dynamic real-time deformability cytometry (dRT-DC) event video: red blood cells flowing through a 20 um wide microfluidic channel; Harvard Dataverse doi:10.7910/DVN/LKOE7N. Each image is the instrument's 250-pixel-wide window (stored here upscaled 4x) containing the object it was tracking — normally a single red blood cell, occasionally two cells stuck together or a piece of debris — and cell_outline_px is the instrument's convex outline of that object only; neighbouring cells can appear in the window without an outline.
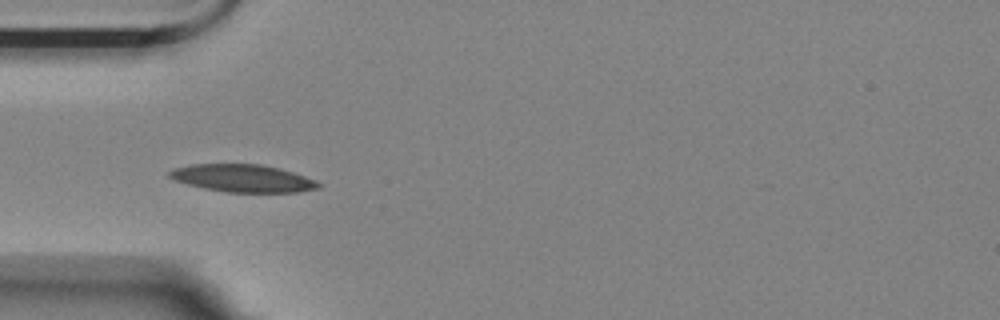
{"species": "Egyptian fruit bat (a non-hibernating species)", "species_latin": "Rousettus aegyptiacus", "temperature_condition": "room temperature", "stored_images_in_passage": 6, "camera_frame_rate_fps": 3000, "um_per_image_px": 0.085, "animal": {"sex": "female"}, "frame": {"image": 1, "passage_image": 1, "time_ms": 0.0, "image_size_px": [1000, 320], "cell_outline_px": [[320, 188], [300, 192], [228, 192], [204, 188], [188, 184], [176, 180], [168, 176], [168, 172], [176, 168], [192, 164], [260, 164], [280, 168], [316, 180], [320, 184]], "centroid_in_image_um": [20.67, 15.15], "position_along_channel_um": 64.3, "area_um2": 23.76}}
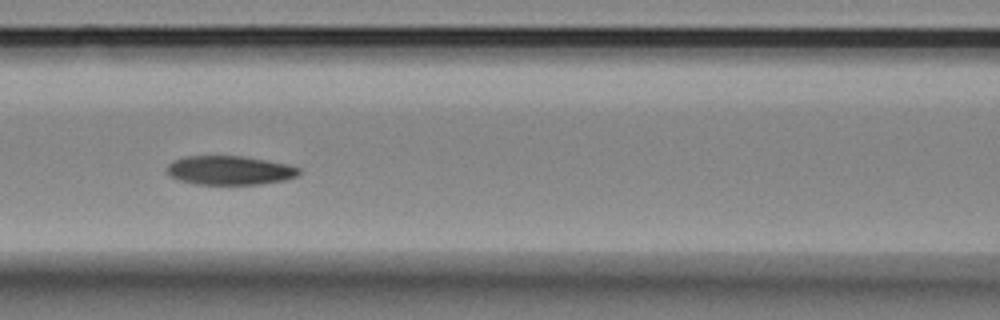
{"frame": {"image": 2, "passage_image": 3, "time_ms": 0.667, "image_size_px": [1000, 320], "cell_outline_px": [[300, 172], [296, 176], [284, 180], [260, 184], [196, 184], [180, 180], [168, 176], [164, 168], [172, 160], [184, 156], [244, 156], [268, 160], [288, 164], [300, 168]], "centroid_in_image_um": [19.47, 14.47], "position_along_channel_um": 147.1, "area_um2": 22.54}}
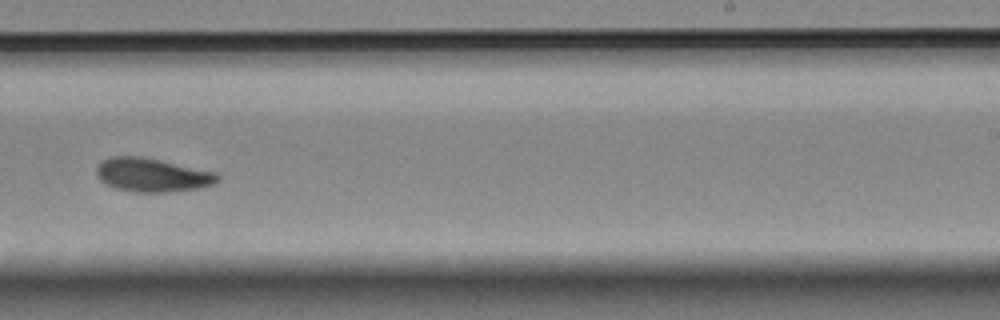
{"frame": {"image": 3, "passage_image": 6, "time_ms": 1.667, "image_size_px": [1000, 320], "cell_outline_px": [[220, 180], [212, 184], [196, 188], [168, 192], [136, 192], [116, 188], [100, 180], [96, 176], [96, 168], [100, 160], [112, 156], [140, 156], [216, 172], [220, 176]], "centroid_in_image_um": [12.9, 14.86], "position_along_channel_um": 276.1, "area_um2": 23.64}}